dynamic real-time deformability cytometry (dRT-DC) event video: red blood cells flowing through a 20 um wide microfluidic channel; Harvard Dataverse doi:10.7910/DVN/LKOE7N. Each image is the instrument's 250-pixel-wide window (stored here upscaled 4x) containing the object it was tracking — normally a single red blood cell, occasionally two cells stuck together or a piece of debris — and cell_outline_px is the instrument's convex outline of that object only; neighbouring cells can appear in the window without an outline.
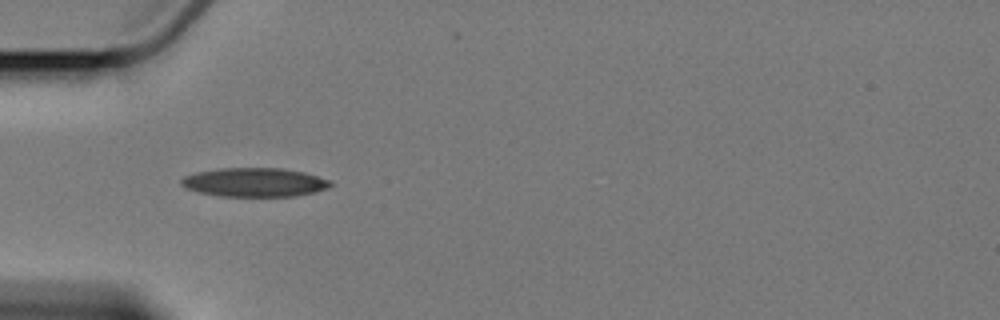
{"species": "Egyptian fruit bat (a non-hibernating species)", "species_latin": "Rousettus aegyptiacus", "temperature_condition": "cold", "stored_images_in_passage": 5, "camera_frame_rate_fps": 3000, "um_per_image_px": 0.085, "animal": {"sex": "female"}, "frame": {"image": 1, "passage_image": 4, "time_ms": 4.667, "image_size_px": [1000, 320], "cell_outline_px": [[332, 184], [328, 188], [316, 192], [292, 196], [220, 196], [200, 192], [188, 188], [180, 184], [180, 180], [184, 176], [196, 172], [220, 168], [280, 168], [304, 172], [332, 180]], "centroid_in_image_um": [21.66, 15.49], "position_along_channel_um": 63.3, "area_um2": 25.09}}
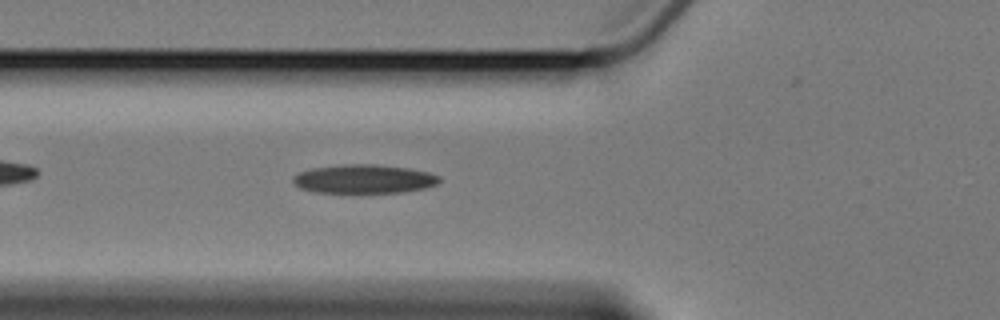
{"frame": {"image": 2, "passage_image": 5, "time_ms": 5.667, "image_size_px": [1000, 320], "cell_outline_px": [[440, 180], [436, 184], [424, 188], [404, 192], [312, 192], [300, 188], [292, 180], [292, 176], [300, 172], [312, 168], [344, 164], [376, 164], [408, 168], [428, 172], [440, 176]], "centroid_in_image_um": [30.92, 15.2], "position_along_channel_um": 94.9, "area_um2": 24.45}}